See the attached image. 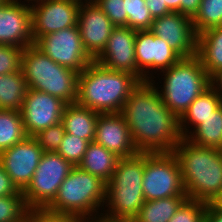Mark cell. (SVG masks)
Returning <instances> with one entry per match:
<instances>
[{
    "label": "cell",
    "mask_w": 222,
    "mask_h": 222,
    "mask_svg": "<svg viewBox=\"0 0 222 222\" xmlns=\"http://www.w3.org/2000/svg\"><path fill=\"white\" fill-rule=\"evenodd\" d=\"M12 1H16V2H19V3H24L25 4V1L27 2V5H28V3H29V5H32V4H34V3H36V2H38V1H41V0H24V1H21V0H12Z\"/></svg>",
    "instance_id": "cell-44"
},
{
    "label": "cell",
    "mask_w": 222,
    "mask_h": 222,
    "mask_svg": "<svg viewBox=\"0 0 222 222\" xmlns=\"http://www.w3.org/2000/svg\"><path fill=\"white\" fill-rule=\"evenodd\" d=\"M206 202L187 198L168 222H205Z\"/></svg>",
    "instance_id": "cell-32"
},
{
    "label": "cell",
    "mask_w": 222,
    "mask_h": 222,
    "mask_svg": "<svg viewBox=\"0 0 222 222\" xmlns=\"http://www.w3.org/2000/svg\"><path fill=\"white\" fill-rule=\"evenodd\" d=\"M22 47L0 45V75L21 71Z\"/></svg>",
    "instance_id": "cell-34"
},
{
    "label": "cell",
    "mask_w": 222,
    "mask_h": 222,
    "mask_svg": "<svg viewBox=\"0 0 222 222\" xmlns=\"http://www.w3.org/2000/svg\"><path fill=\"white\" fill-rule=\"evenodd\" d=\"M120 157L96 142H90L82 162L78 165L82 170L101 178L108 183Z\"/></svg>",
    "instance_id": "cell-23"
},
{
    "label": "cell",
    "mask_w": 222,
    "mask_h": 222,
    "mask_svg": "<svg viewBox=\"0 0 222 222\" xmlns=\"http://www.w3.org/2000/svg\"><path fill=\"white\" fill-rule=\"evenodd\" d=\"M29 210L22 191L0 197V222H21L26 218Z\"/></svg>",
    "instance_id": "cell-29"
},
{
    "label": "cell",
    "mask_w": 222,
    "mask_h": 222,
    "mask_svg": "<svg viewBox=\"0 0 222 222\" xmlns=\"http://www.w3.org/2000/svg\"><path fill=\"white\" fill-rule=\"evenodd\" d=\"M210 86L222 98V69L218 70L210 77Z\"/></svg>",
    "instance_id": "cell-41"
},
{
    "label": "cell",
    "mask_w": 222,
    "mask_h": 222,
    "mask_svg": "<svg viewBox=\"0 0 222 222\" xmlns=\"http://www.w3.org/2000/svg\"><path fill=\"white\" fill-rule=\"evenodd\" d=\"M21 71L28 89L56 96L67 104L77 101L79 73L57 64L34 44L23 49Z\"/></svg>",
    "instance_id": "cell-6"
},
{
    "label": "cell",
    "mask_w": 222,
    "mask_h": 222,
    "mask_svg": "<svg viewBox=\"0 0 222 222\" xmlns=\"http://www.w3.org/2000/svg\"><path fill=\"white\" fill-rule=\"evenodd\" d=\"M65 133L64 126L60 122L54 126L41 130L32 137L42 148L43 152H56Z\"/></svg>",
    "instance_id": "cell-33"
},
{
    "label": "cell",
    "mask_w": 222,
    "mask_h": 222,
    "mask_svg": "<svg viewBox=\"0 0 222 222\" xmlns=\"http://www.w3.org/2000/svg\"><path fill=\"white\" fill-rule=\"evenodd\" d=\"M127 13V27L135 30H150L153 22L144 0H124Z\"/></svg>",
    "instance_id": "cell-30"
},
{
    "label": "cell",
    "mask_w": 222,
    "mask_h": 222,
    "mask_svg": "<svg viewBox=\"0 0 222 222\" xmlns=\"http://www.w3.org/2000/svg\"><path fill=\"white\" fill-rule=\"evenodd\" d=\"M159 74L164 76L161 77L163 85L158 88L156 80L151 82L156 84L162 101L178 118L210 86V77L197 56L181 58Z\"/></svg>",
    "instance_id": "cell-7"
},
{
    "label": "cell",
    "mask_w": 222,
    "mask_h": 222,
    "mask_svg": "<svg viewBox=\"0 0 222 222\" xmlns=\"http://www.w3.org/2000/svg\"><path fill=\"white\" fill-rule=\"evenodd\" d=\"M141 81L132 73L92 61L78 76L77 103L99 113H120Z\"/></svg>",
    "instance_id": "cell-3"
},
{
    "label": "cell",
    "mask_w": 222,
    "mask_h": 222,
    "mask_svg": "<svg viewBox=\"0 0 222 222\" xmlns=\"http://www.w3.org/2000/svg\"><path fill=\"white\" fill-rule=\"evenodd\" d=\"M187 198V196H172L145 201L132 222H168Z\"/></svg>",
    "instance_id": "cell-26"
},
{
    "label": "cell",
    "mask_w": 222,
    "mask_h": 222,
    "mask_svg": "<svg viewBox=\"0 0 222 222\" xmlns=\"http://www.w3.org/2000/svg\"><path fill=\"white\" fill-rule=\"evenodd\" d=\"M32 44L31 5L6 0L0 6V45L25 48Z\"/></svg>",
    "instance_id": "cell-18"
},
{
    "label": "cell",
    "mask_w": 222,
    "mask_h": 222,
    "mask_svg": "<svg viewBox=\"0 0 222 222\" xmlns=\"http://www.w3.org/2000/svg\"><path fill=\"white\" fill-rule=\"evenodd\" d=\"M74 166L57 152H44L35 173L22 191L29 209H45Z\"/></svg>",
    "instance_id": "cell-9"
},
{
    "label": "cell",
    "mask_w": 222,
    "mask_h": 222,
    "mask_svg": "<svg viewBox=\"0 0 222 222\" xmlns=\"http://www.w3.org/2000/svg\"><path fill=\"white\" fill-rule=\"evenodd\" d=\"M186 139L197 146L222 150V104L191 130Z\"/></svg>",
    "instance_id": "cell-24"
},
{
    "label": "cell",
    "mask_w": 222,
    "mask_h": 222,
    "mask_svg": "<svg viewBox=\"0 0 222 222\" xmlns=\"http://www.w3.org/2000/svg\"><path fill=\"white\" fill-rule=\"evenodd\" d=\"M144 153L120 158L107 183L102 217L117 222H132L145 202L142 189ZM105 212V213H104Z\"/></svg>",
    "instance_id": "cell-4"
},
{
    "label": "cell",
    "mask_w": 222,
    "mask_h": 222,
    "mask_svg": "<svg viewBox=\"0 0 222 222\" xmlns=\"http://www.w3.org/2000/svg\"><path fill=\"white\" fill-rule=\"evenodd\" d=\"M142 189L145 201L187 196L180 165L173 152L144 153Z\"/></svg>",
    "instance_id": "cell-8"
},
{
    "label": "cell",
    "mask_w": 222,
    "mask_h": 222,
    "mask_svg": "<svg viewBox=\"0 0 222 222\" xmlns=\"http://www.w3.org/2000/svg\"><path fill=\"white\" fill-rule=\"evenodd\" d=\"M21 222H31V209L29 210L26 218Z\"/></svg>",
    "instance_id": "cell-45"
},
{
    "label": "cell",
    "mask_w": 222,
    "mask_h": 222,
    "mask_svg": "<svg viewBox=\"0 0 222 222\" xmlns=\"http://www.w3.org/2000/svg\"><path fill=\"white\" fill-rule=\"evenodd\" d=\"M34 45L57 64L78 73L94 61L84 48L78 25L41 36Z\"/></svg>",
    "instance_id": "cell-10"
},
{
    "label": "cell",
    "mask_w": 222,
    "mask_h": 222,
    "mask_svg": "<svg viewBox=\"0 0 222 222\" xmlns=\"http://www.w3.org/2000/svg\"><path fill=\"white\" fill-rule=\"evenodd\" d=\"M171 12H179L193 18L198 12L201 0H164Z\"/></svg>",
    "instance_id": "cell-37"
},
{
    "label": "cell",
    "mask_w": 222,
    "mask_h": 222,
    "mask_svg": "<svg viewBox=\"0 0 222 222\" xmlns=\"http://www.w3.org/2000/svg\"><path fill=\"white\" fill-rule=\"evenodd\" d=\"M27 91L22 71L0 75V109L20 111Z\"/></svg>",
    "instance_id": "cell-25"
},
{
    "label": "cell",
    "mask_w": 222,
    "mask_h": 222,
    "mask_svg": "<svg viewBox=\"0 0 222 222\" xmlns=\"http://www.w3.org/2000/svg\"><path fill=\"white\" fill-rule=\"evenodd\" d=\"M81 1L41 0L31 5L32 36H41L77 26Z\"/></svg>",
    "instance_id": "cell-11"
},
{
    "label": "cell",
    "mask_w": 222,
    "mask_h": 222,
    "mask_svg": "<svg viewBox=\"0 0 222 222\" xmlns=\"http://www.w3.org/2000/svg\"><path fill=\"white\" fill-rule=\"evenodd\" d=\"M98 116L99 112L75 102L65 106L61 123L66 133L94 142Z\"/></svg>",
    "instance_id": "cell-21"
},
{
    "label": "cell",
    "mask_w": 222,
    "mask_h": 222,
    "mask_svg": "<svg viewBox=\"0 0 222 222\" xmlns=\"http://www.w3.org/2000/svg\"><path fill=\"white\" fill-rule=\"evenodd\" d=\"M196 56L209 77L222 69V26L207 29L198 35Z\"/></svg>",
    "instance_id": "cell-22"
},
{
    "label": "cell",
    "mask_w": 222,
    "mask_h": 222,
    "mask_svg": "<svg viewBox=\"0 0 222 222\" xmlns=\"http://www.w3.org/2000/svg\"><path fill=\"white\" fill-rule=\"evenodd\" d=\"M218 209L222 210V192L221 194L212 202Z\"/></svg>",
    "instance_id": "cell-43"
},
{
    "label": "cell",
    "mask_w": 222,
    "mask_h": 222,
    "mask_svg": "<svg viewBox=\"0 0 222 222\" xmlns=\"http://www.w3.org/2000/svg\"><path fill=\"white\" fill-rule=\"evenodd\" d=\"M221 104L222 98L209 86L191 103L189 108L179 118V130L182 137L186 138L191 133L192 128L194 130L204 119L213 115V112Z\"/></svg>",
    "instance_id": "cell-20"
},
{
    "label": "cell",
    "mask_w": 222,
    "mask_h": 222,
    "mask_svg": "<svg viewBox=\"0 0 222 222\" xmlns=\"http://www.w3.org/2000/svg\"><path fill=\"white\" fill-rule=\"evenodd\" d=\"M121 114L138 152H173L183 138L179 118L164 104L151 81L141 82L132 91Z\"/></svg>",
    "instance_id": "cell-1"
},
{
    "label": "cell",
    "mask_w": 222,
    "mask_h": 222,
    "mask_svg": "<svg viewBox=\"0 0 222 222\" xmlns=\"http://www.w3.org/2000/svg\"><path fill=\"white\" fill-rule=\"evenodd\" d=\"M82 217L53 213L46 209H31V222H80Z\"/></svg>",
    "instance_id": "cell-36"
},
{
    "label": "cell",
    "mask_w": 222,
    "mask_h": 222,
    "mask_svg": "<svg viewBox=\"0 0 222 222\" xmlns=\"http://www.w3.org/2000/svg\"><path fill=\"white\" fill-rule=\"evenodd\" d=\"M136 32L130 27H115L105 48L94 61L110 70L132 73L143 82V74L137 68L135 56Z\"/></svg>",
    "instance_id": "cell-16"
},
{
    "label": "cell",
    "mask_w": 222,
    "mask_h": 222,
    "mask_svg": "<svg viewBox=\"0 0 222 222\" xmlns=\"http://www.w3.org/2000/svg\"><path fill=\"white\" fill-rule=\"evenodd\" d=\"M27 137L20 111L0 109V152Z\"/></svg>",
    "instance_id": "cell-27"
},
{
    "label": "cell",
    "mask_w": 222,
    "mask_h": 222,
    "mask_svg": "<svg viewBox=\"0 0 222 222\" xmlns=\"http://www.w3.org/2000/svg\"><path fill=\"white\" fill-rule=\"evenodd\" d=\"M89 143L88 140L65 133L56 152L73 166H78L83 160Z\"/></svg>",
    "instance_id": "cell-31"
},
{
    "label": "cell",
    "mask_w": 222,
    "mask_h": 222,
    "mask_svg": "<svg viewBox=\"0 0 222 222\" xmlns=\"http://www.w3.org/2000/svg\"><path fill=\"white\" fill-rule=\"evenodd\" d=\"M205 222H222V210L218 209L213 203H207Z\"/></svg>",
    "instance_id": "cell-40"
},
{
    "label": "cell",
    "mask_w": 222,
    "mask_h": 222,
    "mask_svg": "<svg viewBox=\"0 0 222 222\" xmlns=\"http://www.w3.org/2000/svg\"><path fill=\"white\" fill-rule=\"evenodd\" d=\"M43 153L32 136L0 152V164L20 191L30 183Z\"/></svg>",
    "instance_id": "cell-15"
},
{
    "label": "cell",
    "mask_w": 222,
    "mask_h": 222,
    "mask_svg": "<svg viewBox=\"0 0 222 222\" xmlns=\"http://www.w3.org/2000/svg\"><path fill=\"white\" fill-rule=\"evenodd\" d=\"M94 142L120 158L132 157L139 153L132 141L130 128L121 112L99 113Z\"/></svg>",
    "instance_id": "cell-19"
},
{
    "label": "cell",
    "mask_w": 222,
    "mask_h": 222,
    "mask_svg": "<svg viewBox=\"0 0 222 222\" xmlns=\"http://www.w3.org/2000/svg\"><path fill=\"white\" fill-rule=\"evenodd\" d=\"M106 190L107 183L101 178L74 166L61 183L54 200L45 209L82 218L99 217L104 210Z\"/></svg>",
    "instance_id": "cell-5"
},
{
    "label": "cell",
    "mask_w": 222,
    "mask_h": 222,
    "mask_svg": "<svg viewBox=\"0 0 222 222\" xmlns=\"http://www.w3.org/2000/svg\"><path fill=\"white\" fill-rule=\"evenodd\" d=\"M66 105L56 96L28 89L20 110L27 136L60 123Z\"/></svg>",
    "instance_id": "cell-13"
},
{
    "label": "cell",
    "mask_w": 222,
    "mask_h": 222,
    "mask_svg": "<svg viewBox=\"0 0 222 222\" xmlns=\"http://www.w3.org/2000/svg\"><path fill=\"white\" fill-rule=\"evenodd\" d=\"M192 22L197 35L207 29L222 26V0H201Z\"/></svg>",
    "instance_id": "cell-28"
},
{
    "label": "cell",
    "mask_w": 222,
    "mask_h": 222,
    "mask_svg": "<svg viewBox=\"0 0 222 222\" xmlns=\"http://www.w3.org/2000/svg\"><path fill=\"white\" fill-rule=\"evenodd\" d=\"M144 1L153 19L171 13L166 3H164V0H144Z\"/></svg>",
    "instance_id": "cell-39"
},
{
    "label": "cell",
    "mask_w": 222,
    "mask_h": 222,
    "mask_svg": "<svg viewBox=\"0 0 222 222\" xmlns=\"http://www.w3.org/2000/svg\"><path fill=\"white\" fill-rule=\"evenodd\" d=\"M151 32L166 41L182 58L197 55V38L192 18L179 12L153 19Z\"/></svg>",
    "instance_id": "cell-14"
},
{
    "label": "cell",
    "mask_w": 222,
    "mask_h": 222,
    "mask_svg": "<svg viewBox=\"0 0 222 222\" xmlns=\"http://www.w3.org/2000/svg\"><path fill=\"white\" fill-rule=\"evenodd\" d=\"M77 25L84 48L95 59L105 48L115 26L94 0L81 2Z\"/></svg>",
    "instance_id": "cell-17"
},
{
    "label": "cell",
    "mask_w": 222,
    "mask_h": 222,
    "mask_svg": "<svg viewBox=\"0 0 222 222\" xmlns=\"http://www.w3.org/2000/svg\"><path fill=\"white\" fill-rule=\"evenodd\" d=\"M173 153L187 197L212 203L222 192V150L197 146L182 138Z\"/></svg>",
    "instance_id": "cell-2"
},
{
    "label": "cell",
    "mask_w": 222,
    "mask_h": 222,
    "mask_svg": "<svg viewBox=\"0 0 222 222\" xmlns=\"http://www.w3.org/2000/svg\"><path fill=\"white\" fill-rule=\"evenodd\" d=\"M109 17L115 27H127V13L124 0H94Z\"/></svg>",
    "instance_id": "cell-35"
},
{
    "label": "cell",
    "mask_w": 222,
    "mask_h": 222,
    "mask_svg": "<svg viewBox=\"0 0 222 222\" xmlns=\"http://www.w3.org/2000/svg\"><path fill=\"white\" fill-rule=\"evenodd\" d=\"M6 0H0V6L5 2Z\"/></svg>",
    "instance_id": "cell-46"
},
{
    "label": "cell",
    "mask_w": 222,
    "mask_h": 222,
    "mask_svg": "<svg viewBox=\"0 0 222 222\" xmlns=\"http://www.w3.org/2000/svg\"><path fill=\"white\" fill-rule=\"evenodd\" d=\"M135 56L137 68L143 74V82L153 80L156 78L154 73L170 68L182 58L151 30H137Z\"/></svg>",
    "instance_id": "cell-12"
},
{
    "label": "cell",
    "mask_w": 222,
    "mask_h": 222,
    "mask_svg": "<svg viewBox=\"0 0 222 222\" xmlns=\"http://www.w3.org/2000/svg\"><path fill=\"white\" fill-rule=\"evenodd\" d=\"M80 222H117V221L106 219L102 216H99L93 218H82Z\"/></svg>",
    "instance_id": "cell-42"
},
{
    "label": "cell",
    "mask_w": 222,
    "mask_h": 222,
    "mask_svg": "<svg viewBox=\"0 0 222 222\" xmlns=\"http://www.w3.org/2000/svg\"><path fill=\"white\" fill-rule=\"evenodd\" d=\"M19 192L20 190L0 164V197L14 195Z\"/></svg>",
    "instance_id": "cell-38"
}]
</instances>
